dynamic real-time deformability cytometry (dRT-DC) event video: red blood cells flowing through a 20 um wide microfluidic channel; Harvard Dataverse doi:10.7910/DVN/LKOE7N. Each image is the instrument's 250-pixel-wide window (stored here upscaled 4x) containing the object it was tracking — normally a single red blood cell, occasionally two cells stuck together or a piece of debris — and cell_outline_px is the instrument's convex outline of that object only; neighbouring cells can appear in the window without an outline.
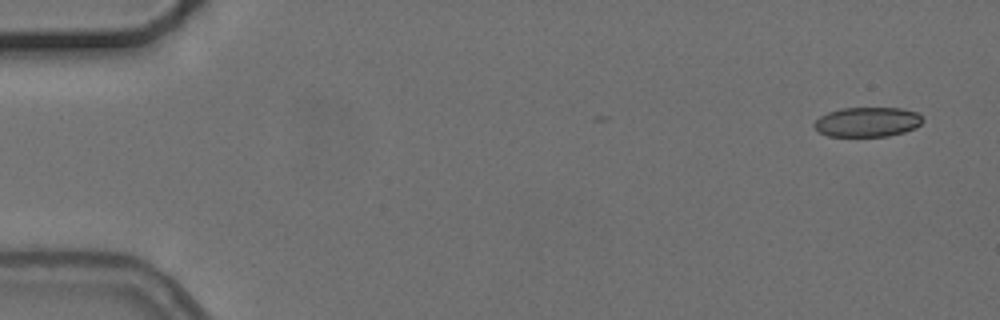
{"species": "common noctule bat (a hibernating species)", "species_latin": "Nyctalus noctula", "temperature_condition": "cold", "stored_images_in_passage": 5, "camera_frame_rate_fps": 3000, "um_per_image_px": 0.085, "animal": {"sex": "female", "body_mass_g": 24.6, "forearm_length_mm": 56.2}, "frame": {"image": 1, "passage_image": 1, "time_ms": 0.0, "image_size_px": [1000, 320], "cell_outline_px": [[924, 120], [916, 128], [904, 132], [888, 136], [828, 136], [820, 132], [812, 124], [820, 116], [828, 112], [840, 108], [900, 108], [916, 112]], "centroid_in_image_um": [73.72, 10.36], "position_along_channel_um": 11.3, "area_um2": 18.73}}
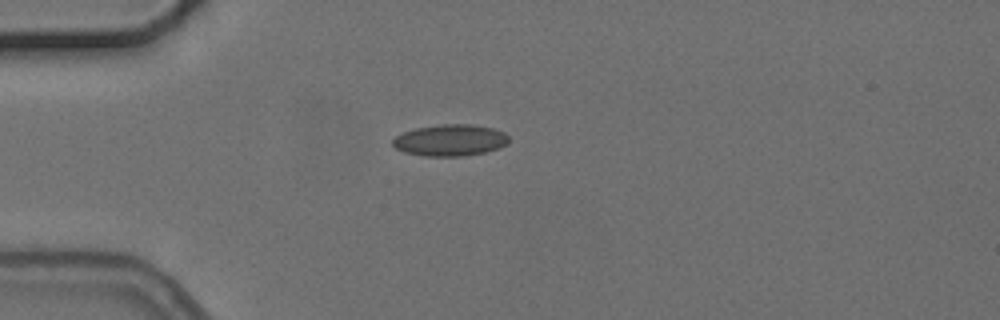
{"frame": {"image": 2, "passage_image": 4, "time_ms": 4.0, "image_size_px": [1000, 320], "cell_outline_px": [[508, 144], [484, 152], [464, 156], [424, 156], [404, 152], [396, 148], [392, 144], [392, 140], [396, 136], [404, 132], [416, 128], [440, 124], [472, 124], [492, 128], [504, 132], [508, 136]], "centroid_in_image_um": [38.25, 11.91], "position_along_channel_um": 46.7, "area_um2": 21.27}}
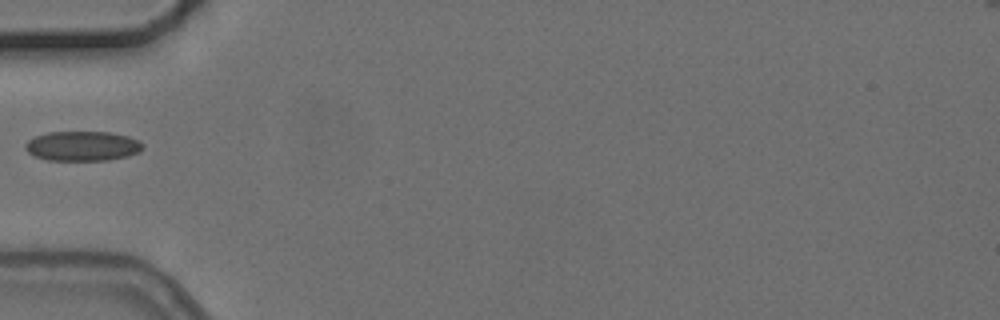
{"frame": {"image": 3, "passage_image": 5, "time_ms": 5.333, "image_size_px": [1000, 320], "cell_outline_px": [[144, 148], [140, 152], [128, 156], [108, 160], [48, 160], [36, 156], [28, 152], [24, 148], [24, 144], [28, 140], [36, 136], [48, 132], [108, 132], [128, 136], [140, 140], [144, 144]], "centroid_in_image_um": [7.05, 12.41], "position_along_channel_um": 78.0, "area_um2": 20.46}}